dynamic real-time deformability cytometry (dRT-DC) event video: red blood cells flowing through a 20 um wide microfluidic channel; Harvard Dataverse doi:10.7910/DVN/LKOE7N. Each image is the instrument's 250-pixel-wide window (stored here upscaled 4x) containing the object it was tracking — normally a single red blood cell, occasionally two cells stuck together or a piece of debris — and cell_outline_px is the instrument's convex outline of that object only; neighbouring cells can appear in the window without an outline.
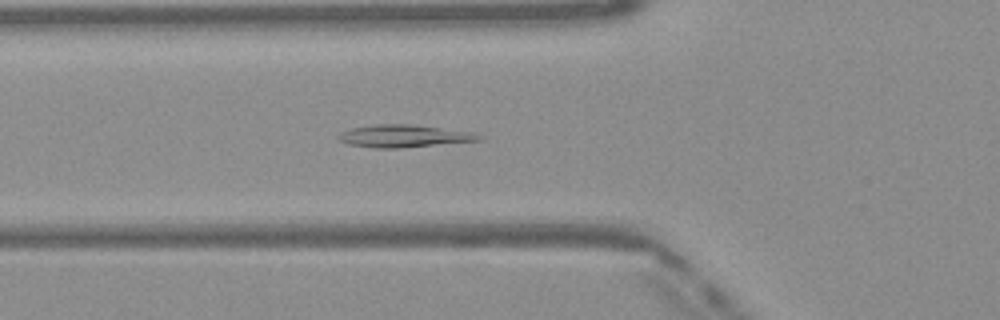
{"species": "Egyptian fruit bat (a non-hibernating species)", "species_latin": "Rousettus aegyptiacus", "temperature_condition": "warm", "stored_images_in_passage": 49, "camera_frame_rate_fps": 3000, "um_per_image_px": 0.085, "frame": {"image": 1, "passage_image": 17, "time_ms": 5.333, "image_size_px": [1000, 320], "cell_outline_px": [[484, 136], [480, 140], [400, 148], [376, 148], [348, 144], [340, 140], [336, 136], [340, 132], [352, 128], [376, 124], [412, 124], [476, 132]], "centroid_in_image_um": [34.36, 11.55], "position_along_channel_um": 91.4, "area_um2": 18.44}}
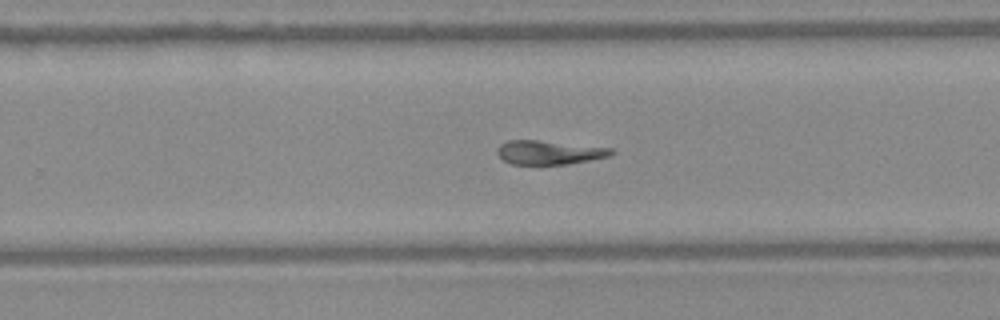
{"frame": {"image": 2, "passage_image": 31, "time_ms": 10.0, "image_size_px": [1000, 320], "cell_outline_px": [[616, 152], [608, 156], [568, 164], [512, 164], [504, 160], [496, 152], [496, 148], [500, 144], [508, 140], [536, 140], [612, 148]], "centroid_in_image_um": [46.65, 12.95], "position_along_channel_um": 283.2, "area_um2": 15.72}}
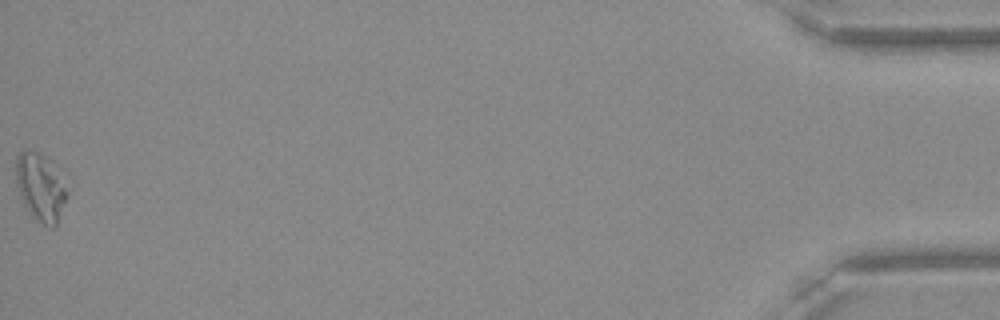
{"frame": {"image": 3, "passage_image": 49, "time_ms": 16.0, "image_size_px": [1000, 320], "cell_outline_px": [[68, 196], [56, 224], [52, 228], [36, 220], [28, 212], [20, 196], [16, 184], [16, 156], [20, 152], [36, 152], [44, 156], [60, 176], [68, 192]], "centroid_in_image_um": [3.42, 15.96], "position_along_channel_um": 431.8, "area_um2": 19.65}, "authors_computed_cell_mechanics": {"area_um2": 17.3978, "velocity_mm_per_s": 4.0995, "shape_relaxation_time_tau1_ms": null, "shape_relaxation_time_tau2_ms": 4.6961, "deformation_change_tau1": null, "deformation_change_tau2": 0.14}}